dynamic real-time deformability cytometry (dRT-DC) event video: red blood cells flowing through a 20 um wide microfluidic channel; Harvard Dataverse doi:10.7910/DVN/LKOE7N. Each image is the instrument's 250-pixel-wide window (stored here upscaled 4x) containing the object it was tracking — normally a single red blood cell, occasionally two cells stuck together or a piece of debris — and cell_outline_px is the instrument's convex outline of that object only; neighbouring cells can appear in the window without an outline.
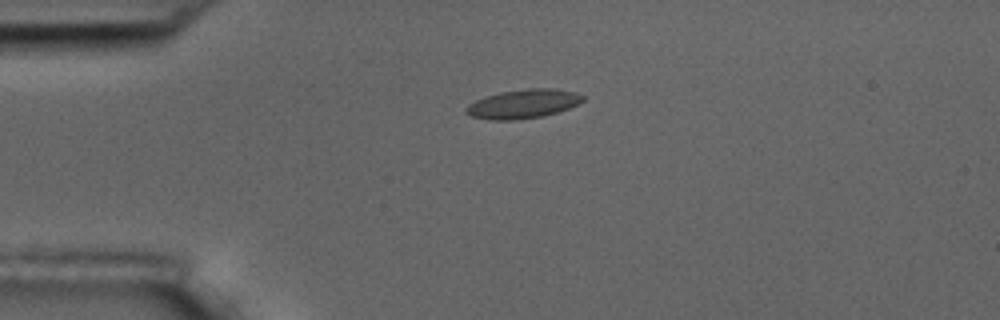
{"species": "common noctule bat (a hibernating species)", "species_latin": "Nyctalus noctula", "temperature_condition": "room temperature", "stored_images_in_passage": 4, "camera_frame_rate_fps": 3000, "um_per_image_px": 0.085, "animal": {"sex": "male", "body_mass_g": 17.5, "forearm_length_mm": 52.3}, "frame": {"image": 1, "passage_image": 2, "time_ms": 2.0, "image_size_px": [1000, 320], "cell_outline_px": [[584, 100], [568, 108], [544, 116], [512, 120], [488, 120], [472, 116], [464, 112], [464, 108], [468, 104], [484, 96], [500, 92], [528, 88], [552, 88], [576, 92], [584, 96]], "centroid_in_image_um": [44.43, 8.82], "position_along_channel_um": 40.6, "area_um2": 19.77}}